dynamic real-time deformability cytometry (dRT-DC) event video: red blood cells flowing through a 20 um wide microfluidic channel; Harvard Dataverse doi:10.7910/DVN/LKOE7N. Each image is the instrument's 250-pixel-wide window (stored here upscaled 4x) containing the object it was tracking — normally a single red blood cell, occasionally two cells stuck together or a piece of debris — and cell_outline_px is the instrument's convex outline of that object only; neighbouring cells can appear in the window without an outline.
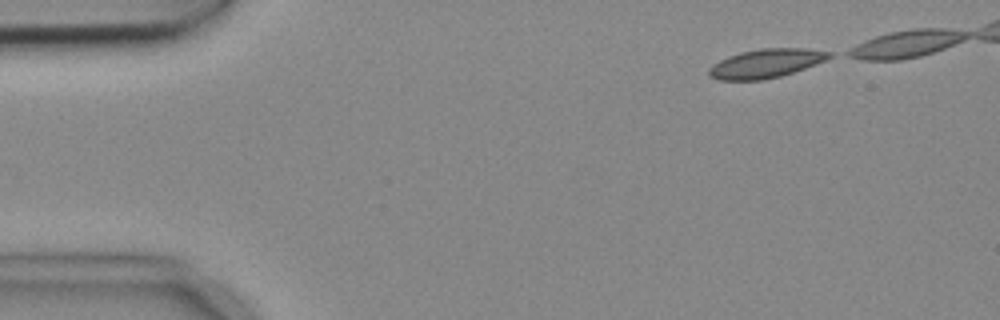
{"species": "common noctule bat (a hibernating species)", "species_latin": "Nyctalus noctula", "temperature_condition": "cold", "stored_images_in_passage": 8, "segment_of_instrument_passage": [1, 2], "camera_frame_rate_fps": 3000, "um_per_image_px": 0.085, "animal": {"sex": "female", "body_mass_g": 18.4}, "frame": {"image": 1, "passage_image": 1, "time_ms": 0.0, "image_size_px": [1000, 320], "cell_outline_px": [[832, 56], [816, 64], [780, 76], [764, 80], [720, 80], [708, 76], [708, 68], [712, 64], [728, 56], [740, 52], [760, 48], [808, 48], [832, 52]], "centroid_in_image_um": [65.07, 5.38], "position_along_channel_um": 19.9, "area_um2": 20.29}}
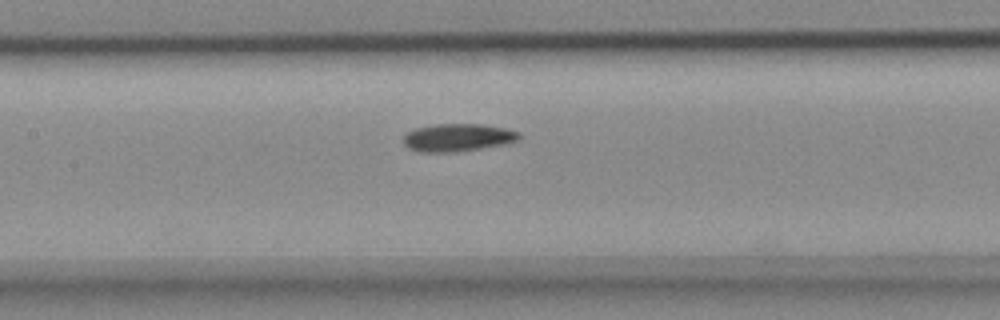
{"frame": {"image": 2, "passage_image": 7, "time_ms": 2.0, "image_size_px": [1000, 320], "cell_outline_px": [[520, 140], [504, 144], [480, 148], [452, 152], [420, 152], [408, 148], [404, 144], [404, 136], [408, 132], [416, 128], [436, 124], [480, 124], [504, 128], [520, 132]], "centroid_in_image_um": [38.91, 11.69], "position_along_channel_um": 168.5, "area_um2": 18.55}}